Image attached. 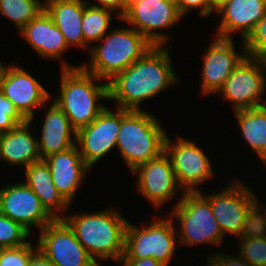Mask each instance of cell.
Listing matches in <instances>:
<instances>
[{"instance_id":"1","label":"cell","mask_w":266,"mask_h":266,"mask_svg":"<svg viewBox=\"0 0 266 266\" xmlns=\"http://www.w3.org/2000/svg\"><path fill=\"white\" fill-rule=\"evenodd\" d=\"M168 46H154L131 66L117 73L108 81L109 101H116L117 108L141 110L147 99L177 85Z\"/></svg>"},{"instance_id":"2","label":"cell","mask_w":266,"mask_h":266,"mask_svg":"<svg viewBox=\"0 0 266 266\" xmlns=\"http://www.w3.org/2000/svg\"><path fill=\"white\" fill-rule=\"evenodd\" d=\"M61 62L60 91L52 100L78 131L90 125L106 108L101 102L109 99L108 82L99 83L105 80L87 72L81 65Z\"/></svg>"},{"instance_id":"3","label":"cell","mask_w":266,"mask_h":266,"mask_svg":"<svg viewBox=\"0 0 266 266\" xmlns=\"http://www.w3.org/2000/svg\"><path fill=\"white\" fill-rule=\"evenodd\" d=\"M63 219L98 266L100 261L110 259L119 265L124 254L128 220L118 209L107 208L106 211L95 213L67 214Z\"/></svg>"},{"instance_id":"4","label":"cell","mask_w":266,"mask_h":266,"mask_svg":"<svg viewBox=\"0 0 266 266\" xmlns=\"http://www.w3.org/2000/svg\"><path fill=\"white\" fill-rule=\"evenodd\" d=\"M167 134L156 116L145 110L121 109L116 146L132 172L165 152Z\"/></svg>"},{"instance_id":"5","label":"cell","mask_w":266,"mask_h":266,"mask_svg":"<svg viewBox=\"0 0 266 266\" xmlns=\"http://www.w3.org/2000/svg\"><path fill=\"white\" fill-rule=\"evenodd\" d=\"M99 45L90 48V62L80 64L98 78L111 80L136 60L143 57L154 45L131 26L113 28L104 35Z\"/></svg>"},{"instance_id":"6","label":"cell","mask_w":266,"mask_h":266,"mask_svg":"<svg viewBox=\"0 0 266 266\" xmlns=\"http://www.w3.org/2000/svg\"><path fill=\"white\" fill-rule=\"evenodd\" d=\"M231 180V184L212 194H203L211 204L213 215L223 235L232 234L239 238L258 224L260 200L255 190L241 181Z\"/></svg>"},{"instance_id":"7","label":"cell","mask_w":266,"mask_h":266,"mask_svg":"<svg viewBox=\"0 0 266 266\" xmlns=\"http://www.w3.org/2000/svg\"><path fill=\"white\" fill-rule=\"evenodd\" d=\"M179 197L168 212L180 224L179 244L194 246L203 243L219 247L224 235L203 192H185Z\"/></svg>"},{"instance_id":"8","label":"cell","mask_w":266,"mask_h":266,"mask_svg":"<svg viewBox=\"0 0 266 266\" xmlns=\"http://www.w3.org/2000/svg\"><path fill=\"white\" fill-rule=\"evenodd\" d=\"M165 216H159L144 227L128 221L122 259L153 257L164 266H169L179 241L174 220L169 214Z\"/></svg>"},{"instance_id":"9","label":"cell","mask_w":266,"mask_h":266,"mask_svg":"<svg viewBox=\"0 0 266 266\" xmlns=\"http://www.w3.org/2000/svg\"><path fill=\"white\" fill-rule=\"evenodd\" d=\"M265 75L266 60L246 56L217 94L232 105L233 112L266 106Z\"/></svg>"},{"instance_id":"10","label":"cell","mask_w":266,"mask_h":266,"mask_svg":"<svg viewBox=\"0 0 266 266\" xmlns=\"http://www.w3.org/2000/svg\"><path fill=\"white\" fill-rule=\"evenodd\" d=\"M165 152L169 156L176 180L183 192H200L199 186L214 177L212 162L194 141L167 135Z\"/></svg>"},{"instance_id":"11","label":"cell","mask_w":266,"mask_h":266,"mask_svg":"<svg viewBox=\"0 0 266 266\" xmlns=\"http://www.w3.org/2000/svg\"><path fill=\"white\" fill-rule=\"evenodd\" d=\"M182 17L177 5L168 0H143L132 6L121 20L145 36L154 46H168L169 35L160 31L173 27Z\"/></svg>"},{"instance_id":"12","label":"cell","mask_w":266,"mask_h":266,"mask_svg":"<svg viewBox=\"0 0 266 266\" xmlns=\"http://www.w3.org/2000/svg\"><path fill=\"white\" fill-rule=\"evenodd\" d=\"M39 233L37 248L55 266H98L64 219H54Z\"/></svg>"},{"instance_id":"13","label":"cell","mask_w":266,"mask_h":266,"mask_svg":"<svg viewBox=\"0 0 266 266\" xmlns=\"http://www.w3.org/2000/svg\"><path fill=\"white\" fill-rule=\"evenodd\" d=\"M1 92L11 100L19 114L30 123L34 120V110L47 106L51 94L27 70L7 65L1 78Z\"/></svg>"},{"instance_id":"14","label":"cell","mask_w":266,"mask_h":266,"mask_svg":"<svg viewBox=\"0 0 266 266\" xmlns=\"http://www.w3.org/2000/svg\"><path fill=\"white\" fill-rule=\"evenodd\" d=\"M105 108L88 126L77 131L76 145L84 162L92 168L116 147L121 123V108Z\"/></svg>"},{"instance_id":"15","label":"cell","mask_w":266,"mask_h":266,"mask_svg":"<svg viewBox=\"0 0 266 266\" xmlns=\"http://www.w3.org/2000/svg\"><path fill=\"white\" fill-rule=\"evenodd\" d=\"M234 42L233 38L215 36V39L209 43L201 71L200 91L203 96L217 94L233 70L247 56L244 41L241 40L240 53L236 50Z\"/></svg>"},{"instance_id":"16","label":"cell","mask_w":266,"mask_h":266,"mask_svg":"<svg viewBox=\"0 0 266 266\" xmlns=\"http://www.w3.org/2000/svg\"><path fill=\"white\" fill-rule=\"evenodd\" d=\"M132 173L137 175V184L135 186L137 191L155 209L156 207L160 209L161 206L178 195L177 193L184 194L177 183L171 160L166 152L139 165Z\"/></svg>"},{"instance_id":"17","label":"cell","mask_w":266,"mask_h":266,"mask_svg":"<svg viewBox=\"0 0 266 266\" xmlns=\"http://www.w3.org/2000/svg\"><path fill=\"white\" fill-rule=\"evenodd\" d=\"M17 183L0 188V211L20 223L30 233L31 227L42 230L54 218L30 187L24 182Z\"/></svg>"},{"instance_id":"18","label":"cell","mask_w":266,"mask_h":266,"mask_svg":"<svg viewBox=\"0 0 266 266\" xmlns=\"http://www.w3.org/2000/svg\"><path fill=\"white\" fill-rule=\"evenodd\" d=\"M216 12L221 18L214 36L232 39L239 32L244 41L266 13V0H229Z\"/></svg>"},{"instance_id":"19","label":"cell","mask_w":266,"mask_h":266,"mask_svg":"<svg viewBox=\"0 0 266 266\" xmlns=\"http://www.w3.org/2000/svg\"><path fill=\"white\" fill-rule=\"evenodd\" d=\"M44 161L50 169L58 193L70 205L91 168L82 159L77 145L52 154Z\"/></svg>"},{"instance_id":"20","label":"cell","mask_w":266,"mask_h":266,"mask_svg":"<svg viewBox=\"0 0 266 266\" xmlns=\"http://www.w3.org/2000/svg\"><path fill=\"white\" fill-rule=\"evenodd\" d=\"M19 33L42 57L41 59H62L63 54L70 49L63 34L45 10L25 25Z\"/></svg>"},{"instance_id":"21","label":"cell","mask_w":266,"mask_h":266,"mask_svg":"<svg viewBox=\"0 0 266 266\" xmlns=\"http://www.w3.org/2000/svg\"><path fill=\"white\" fill-rule=\"evenodd\" d=\"M25 121L0 136V160L8 165L28 167L41 159L38 136Z\"/></svg>"},{"instance_id":"22","label":"cell","mask_w":266,"mask_h":266,"mask_svg":"<svg viewBox=\"0 0 266 266\" xmlns=\"http://www.w3.org/2000/svg\"><path fill=\"white\" fill-rule=\"evenodd\" d=\"M51 104L42 123L40 140L38 137L41 159L70 149L76 145L77 131L71 126L68 117L51 100Z\"/></svg>"},{"instance_id":"23","label":"cell","mask_w":266,"mask_h":266,"mask_svg":"<svg viewBox=\"0 0 266 266\" xmlns=\"http://www.w3.org/2000/svg\"><path fill=\"white\" fill-rule=\"evenodd\" d=\"M25 170V181L38 196L42 206L54 219H63L69 205L58 193L52 175L44 160L30 164ZM60 212V213H58Z\"/></svg>"},{"instance_id":"24","label":"cell","mask_w":266,"mask_h":266,"mask_svg":"<svg viewBox=\"0 0 266 266\" xmlns=\"http://www.w3.org/2000/svg\"><path fill=\"white\" fill-rule=\"evenodd\" d=\"M85 0H52L44 4V10L63 34L69 47L84 50L82 18Z\"/></svg>"},{"instance_id":"25","label":"cell","mask_w":266,"mask_h":266,"mask_svg":"<svg viewBox=\"0 0 266 266\" xmlns=\"http://www.w3.org/2000/svg\"><path fill=\"white\" fill-rule=\"evenodd\" d=\"M242 138L266 165V106L234 111Z\"/></svg>"},{"instance_id":"26","label":"cell","mask_w":266,"mask_h":266,"mask_svg":"<svg viewBox=\"0 0 266 266\" xmlns=\"http://www.w3.org/2000/svg\"><path fill=\"white\" fill-rule=\"evenodd\" d=\"M113 14L121 21V18L112 10L90 5L85 0V8L81 22L84 36V50L90 51L93 44L100 41L112 29L110 27Z\"/></svg>"},{"instance_id":"27","label":"cell","mask_w":266,"mask_h":266,"mask_svg":"<svg viewBox=\"0 0 266 266\" xmlns=\"http://www.w3.org/2000/svg\"><path fill=\"white\" fill-rule=\"evenodd\" d=\"M43 10L41 0H0V14L12 21L18 32Z\"/></svg>"},{"instance_id":"28","label":"cell","mask_w":266,"mask_h":266,"mask_svg":"<svg viewBox=\"0 0 266 266\" xmlns=\"http://www.w3.org/2000/svg\"><path fill=\"white\" fill-rule=\"evenodd\" d=\"M239 239V256L251 266H266V233L257 224Z\"/></svg>"},{"instance_id":"29","label":"cell","mask_w":266,"mask_h":266,"mask_svg":"<svg viewBox=\"0 0 266 266\" xmlns=\"http://www.w3.org/2000/svg\"><path fill=\"white\" fill-rule=\"evenodd\" d=\"M30 238L31 233L27 229L0 211V248L25 245Z\"/></svg>"},{"instance_id":"30","label":"cell","mask_w":266,"mask_h":266,"mask_svg":"<svg viewBox=\"0 0 266 266\" xmlns=\"http://www.w3.org/2000/svg\"><path fill=\"white\" fill-rule=\"evenodd\" d=\"M247 56L266 60V13L244 40Z\"/></svg>"},{"instance_id":"31","label":"cell","mask_w":266,"mask_h":266,"mask_svg":"<svg viewBox=\"0 0 266 266\" xmlns=\"http://www.w3.org/2000/svg\"><path fill=\"white\" fill-rule=\"evenodd\" d=\"M37 249L30 240L18 247L0 248V266H28L31 254Z\"/></svg>"},{"instance_id":"32","label":"cell","mask_w":266,"mask_h":266,"mask_svg":"<svg viewBox=\"0 0 266 266\" xmlns=\"http://www.w3.org/2000/svg\"><path fill=\"white\" fill-rule=\"evenodd\" d=\"M26 120L15 109L10 99L0 90V132L5 133L21 125Z\"/></svg>"},{"instance_id":"33","label":"cell","mask_w":266,"mask_h":266,"mask_svg":"<svg viewBox=\"0 0 266 266\" xmlns=\"http://www.w3.org/2000/svg\"><path fill=\"white\" fill-rule=\"evenodd\" d=\"M177 7L183 17L193 9H197L203 18L208 17L214 11L213 0H181Z\"/></svg>"},{"instance_id":"34","label":"cell","mask_w":266,"mask_h":266,"mask_svg":"<svg viewBox=\"0 0 266 266\" xmlns=\"http://www.w3.org/2000/svg\"><path fill=\"white\" fill-rule=\"evenodd\" d=\"M223 252L214 253L208 256V263L206 266H251L247 261L240 256L226 255Z\"/></svg>"},{"instance_id":"35","label":"cell","mask_w":266,"mask_h":266,"mask_svg":"<svg viewBox=\"0 0 266 266\" xmlns=\"http://www.w3.org/2000/svg\"><path fill=\"white\" fill-rule=\"evenodd\" d=\"M86 2L96 7L106 8L115 13L117 12L116 14L120 18L124 15V0H95L97 2L96 4H91L88 0Z\"/></svg>"},{"instance_id":"36","label":"cell","mask_w":266,"mask_h":266,"mask_svg":"<svg viewBox=\"0 0 266 266\" xmlns=\"http://www.w3.org/2000/svg\"><path fill=\"white\" fill-rule=\"evenodd\" d=\"M123 266H164L153 257L142 259H121Z\"/></svg>"},{"instance_id":"37","label":"cell","mask_w":266,"mask_h":266,"mask_svg":"<svg viewBox=\"0 0 266 266\" xmlns=\"http://www.w3.org/2000/svg\"><path fill=\"white\" fill-rule=\"evenodd\" d=\"M28 266H55L38 248L31 254Z\"/></svg>"},{"instance_id":"38","label":"cell","mask_w":266,"mask_h":266,"mask_svg":"<svg viewBox=\"0 0 266 266\" xmlns=\"http://www.w3.org/2000/svg\"><path fill=\"white\" fill-rule=\"evenodd\" d=\"M265 204L263 205L262 202H260L259 208H258V225L265 231L266 233V207Z\"/></svg>"},{"instance_id":"39","label":"cell","mask_w":266,"mask_h":266,"mask_svg":"<svg viewBox=\"0 0 266 266\" xmlns=\"http://www.w3.org/2000/svg\"><path fill=\"white\" fill-rule=\"evenodd\" d=\"M143 0H124V14L134 5L142 2Z\"/></svg>"},{"instance_id":"40","label":"cell","mask_w":266,"mask_h":266,"mask_svg":"<svg viewBox=\"0 0 266 266\" xmlns=\"http://www.w3.org/2000/svg\"><path fill=\"white\" fill-rule=\"evenodd\" d=\"M229 0H213L214 3V11L216 12V10L225 2H227Z\"/></svg>"},{"instance_id":"41","label":"cell","mask_w":266,"mask_h":266,"mask_svg":"<svg viewBox=\"0 0 266 266\" xmlns=\"http://www.w3.org/2000/svg\"><path fill=\"white\" fill-rule=\"evenodd\" d=\"M5 68H6V65L0 61V86H1V78H2Z\"/></svg>"},{"instance_id":"42","label":"cell","mask_w":266,"mask_h":266,"mask_svg":"<svg viewBox=\"0 0 266 266\" xmlns=\"http://www.w3.org/2000/svg\"><path fill=\"white\" fill-rule=\"evenodd\" d=\"M168 1H170V2H172V3L177 5L181 0H168Z\"/></svg>"},{"instance_id":"43","label":"cell","mask_w":266,"mask_h":266,"mask_svg":"<svg viewBox=\"0 0 266 266\" xmlns=\"http://www.w3.org/2000/svg\"><path fill=\"white\" fill-rule=\"evenodd\" d=\"M43 1H44L43 4H46L47 2L52 1V0H43Z\"/></svg>"}]
</instances>
